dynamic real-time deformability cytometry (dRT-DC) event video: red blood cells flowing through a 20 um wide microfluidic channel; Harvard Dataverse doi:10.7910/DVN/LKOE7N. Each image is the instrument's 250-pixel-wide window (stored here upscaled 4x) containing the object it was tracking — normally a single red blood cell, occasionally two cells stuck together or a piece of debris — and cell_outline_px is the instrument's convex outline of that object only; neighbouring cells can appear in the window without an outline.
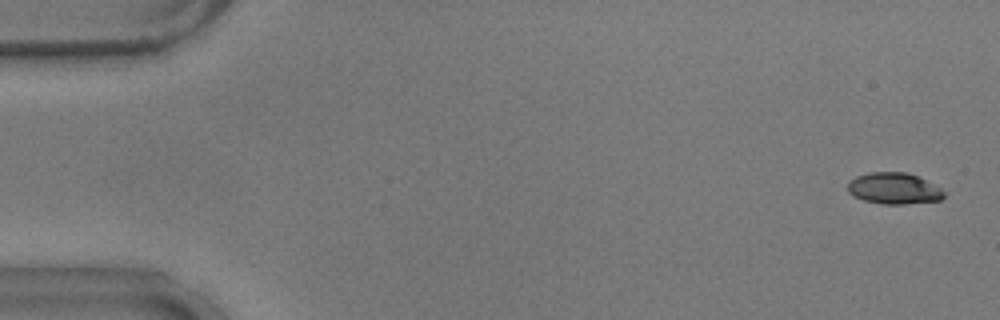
{"species": "common noctule bat (a hibernating species)", "species_latin": "Nyctalus noctula", "temperature_condition": "warm", "stored_images_in_passage": 54, "camera_frame_rate_fps": 3000, "um_per_image_px": 0.085, "animal": {"sex": "male", "body_mass_g": 17.9}, "frame": {"image": 1, "passage_image": 2, "time_ms": 0.333, "image_size_px": [1000, 320], "cell_outline_px": [[944, 196], [940, 200], [904, 204], [884, 204], [864, 200], [852, 196], [848, 192], [848, 180], [856, 176], [868, 172], [908, 172], [940, 188], [944, 192]], "centroid_in_image_um": [75.93, 16.01], "position_along_channel_um": 9.1, "area_um2": 17.51}}
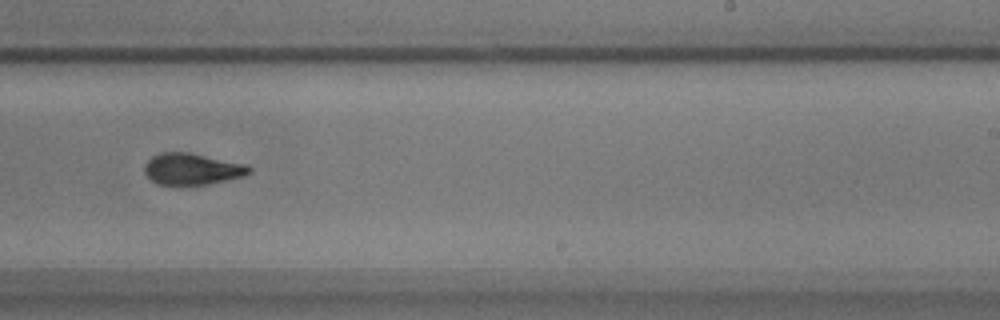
{"frame": {"image": 2, "passage_image": 34, "time_ms": 11.0, "image_size_px": [1000, 320], "cell_outline_px": [[252, 172], [244, 176], [208, 184], [156, 184], [144, 172], [144, 164], [152, 156], [160, 152], [188, 152], [248, 164], [252, 168]], "centroid_in_image_um": [16.35, 14.35], "position_along_channel_um": 272.7, "area_um2": 19.25}}
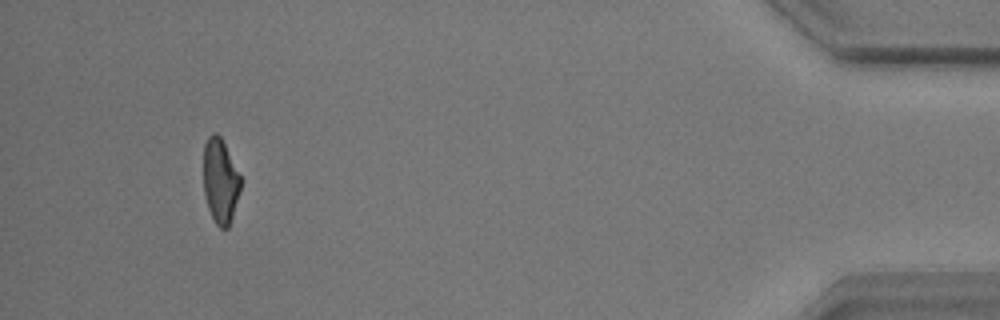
{"frame": {"image": 3, "passage_image": 51, "time_ms": 16.667, "image_size_px": [1000, 320], "cell_outline_px": [[240, 192], [228, 228], [220, 228], [216, 224], [208, 208], [204, 192], [204, 144], [208, 136], [212, 132], [216, 132], [220, 136], [240, 176]], "centroid_in_image_um": [18.71, 15.38], "position_along_channel_um": 416.5, "area_um2": 18.03}, "authors_computed_cell_mechanics": {"area_um2": 19.3052, "velocity_mm_per_s": 3.7425, "shape_relaxation_time_tau1_ms": 7.6834, "shape_relaxation_time_tau2_ms": 1.653, "deformation_change_tau1": 0.2098, "deformation_change_tau2": 0.0812}}